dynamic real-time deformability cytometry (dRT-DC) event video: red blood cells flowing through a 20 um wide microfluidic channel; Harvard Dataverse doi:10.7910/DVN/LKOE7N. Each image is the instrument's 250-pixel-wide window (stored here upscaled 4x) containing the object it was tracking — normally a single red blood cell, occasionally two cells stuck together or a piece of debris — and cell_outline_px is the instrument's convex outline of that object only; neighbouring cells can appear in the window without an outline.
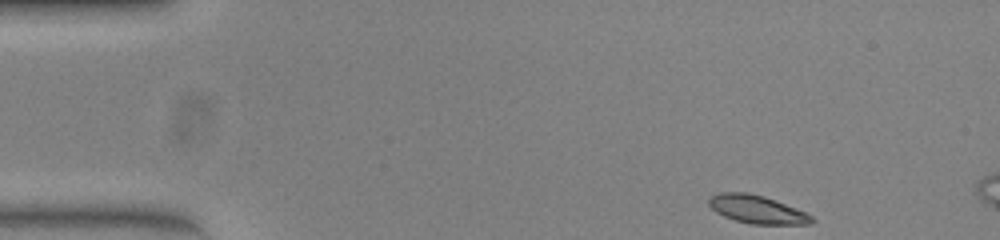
{"species": "common noctule bat (a hibernating species)", "species_latin": "Nyctalus noctula", "temperature_condition": "warm", "stored_images_in_passage": 7, "camera_frame_rate_fps": 3000, "um_per_image_px": 0.085, "animal": {"sex": "female", "body_mass_g": 23.0, "forearm_length_mm": 53.4}, "frame": {"image": 1, "passage_image": 1, "time_ms": 0.0, "image_size_px": [1000, 240], "cell_outline_px": [[816, 220], [812, 224], [752, 224], [736, 220], [724, 216], [716, 212], [708, 204], [708, 196], [720, 192], [748, 192], [764, 196], [776, 200], [796, 208], [812, 216]], "centroid_in_image_um": [64.34, 17.78], "position_along_channel_um": 20.7, "area_um2": 16.94}}